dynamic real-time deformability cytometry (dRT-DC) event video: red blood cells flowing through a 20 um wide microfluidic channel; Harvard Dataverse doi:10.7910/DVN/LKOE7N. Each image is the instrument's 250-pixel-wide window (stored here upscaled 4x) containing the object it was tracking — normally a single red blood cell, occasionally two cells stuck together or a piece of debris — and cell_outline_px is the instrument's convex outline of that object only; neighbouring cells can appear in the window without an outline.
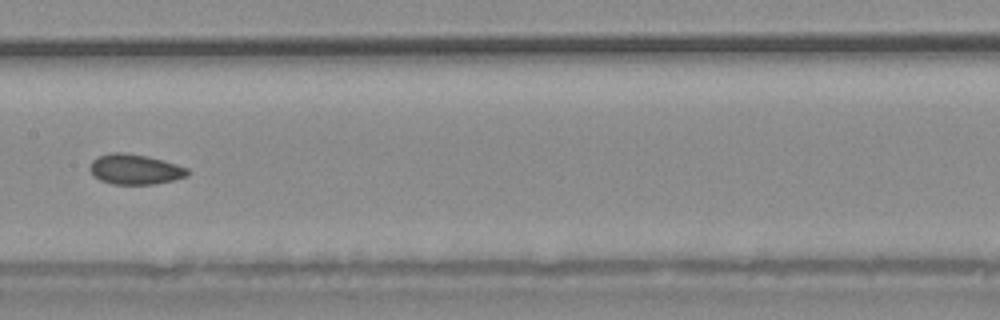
{"species": "common noctule bat (a hibernating species)", "species_latin": "Nyctalus noctula", "temperature_condition": "warm", "stored_images_in_passage": 35, "camera_frame_rate_fps": 3000, "um_per_image_px": 0.085, "animal": {"sex": "male", "body_mass_g": 20.4}, "frame": {"image": 1, "passage_image": 16, "time_ms": 5.0, "image_size_px": [1000, 320], "cell_outline_px": [[192, 172], [188, 176], [156, 184], [112, 184], [100, 180], [88, 168], [92, 160], [100, 156], [112, 152], [120, 152], [148, 156], [164, 160], [188, 168]], "centroid_in_image_um": [11.52, 14.39], "position_along_channel_um": 195.9, "area_um2": 17.22}}